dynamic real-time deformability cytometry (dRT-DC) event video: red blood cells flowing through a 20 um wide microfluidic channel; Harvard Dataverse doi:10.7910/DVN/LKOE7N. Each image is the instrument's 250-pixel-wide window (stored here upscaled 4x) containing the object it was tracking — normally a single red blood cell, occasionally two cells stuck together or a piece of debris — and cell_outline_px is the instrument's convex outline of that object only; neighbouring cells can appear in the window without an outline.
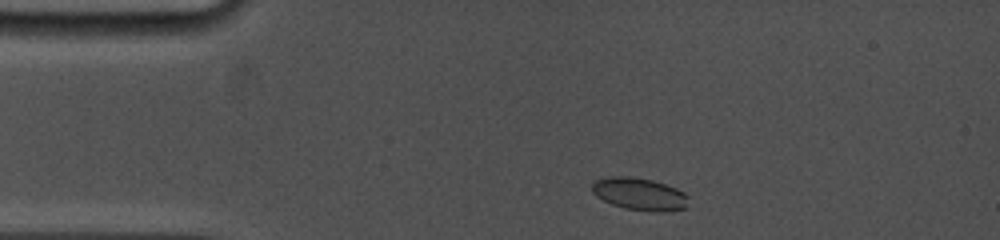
{"species": "common noctule bat (a hibernating species)", "species_latin": "Nyctalus noctula", "temperature_condition": "cold", "stored_images_in_passage": 9, "camera_frame_rate_fps": 5000, "um_per_image_px": 0.085, "animal": {"sex": "female", "body_mass_g": 19.0, "forearm_length_mm": 53.3}, "frame": {"image": 1, "passage_image": 2, "time_ms": 0.6, "image_size_px": [1000, 240], "cell_outline_px": [[688, 196], [684, 208], [664, 212], [656, 212], [624, 208], [612, 204], [596, 196], [592, 192], [592, 184], [596, 180], [608, 176], [628, 176], [652, 180], [676, 188], [684, 192]], "centroid_in_image_um": [54.34, 16.48], "position_along_channel_um": 30.7, "area_um2": 18.09}}
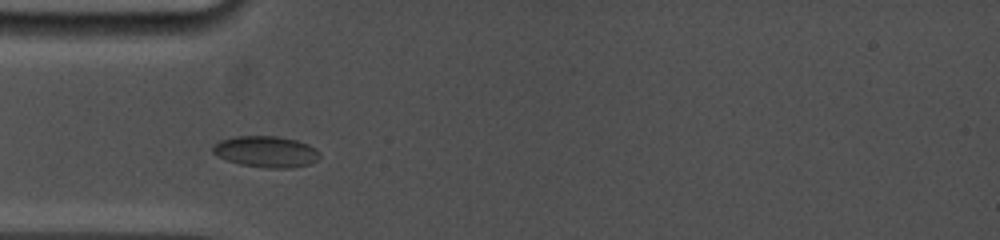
{"frame": {"image": 2, "passage_image": 7, "time_ms": 2.6, "image_size_px": [1000, 240], "cell_outline_px": [[320, 156], [316, 160], [308, 164], [292, 168], [268, 168], [240, 164], [228, 160], [212, 152], [212, 148], [220, 140], [236, 136], [276, 136], [296, 140], [308, 144], [316, 148], [320, 152]], "centroid_in_image_um": [22.65, 12.89], "position_along_channel_um": 62.4, "area_um2": 19.31}}
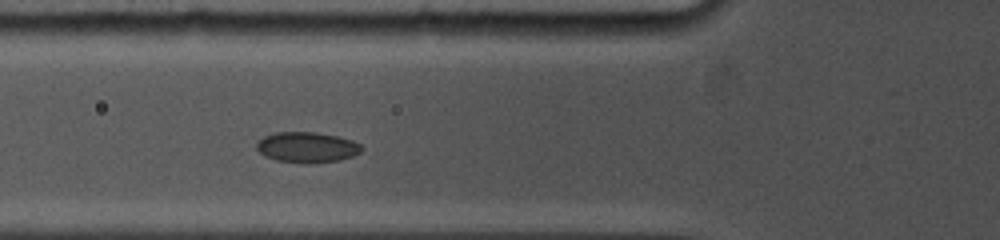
{"frame": {"image": 3, "passage_image": 9, "time_ms": 3.6, "image_size_px": [1000, 240], "cell_outline_px": [[364, 148], [360, 152], [352, 156], [340, 160], [312, 164], [308, 164], [276, 160], [264, 156], [256, 148], [256, 144], [264, 136], [272, 132], [312, 132], [336, 136], [352, 140], [360, 144]], "centroid_in_image_um": [26.09, 12.53], "position_along_channel_um": 99.7, "area_um2": 18.79}}